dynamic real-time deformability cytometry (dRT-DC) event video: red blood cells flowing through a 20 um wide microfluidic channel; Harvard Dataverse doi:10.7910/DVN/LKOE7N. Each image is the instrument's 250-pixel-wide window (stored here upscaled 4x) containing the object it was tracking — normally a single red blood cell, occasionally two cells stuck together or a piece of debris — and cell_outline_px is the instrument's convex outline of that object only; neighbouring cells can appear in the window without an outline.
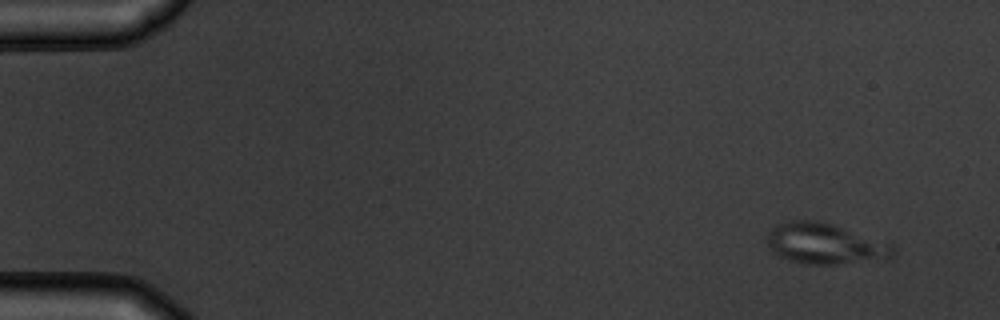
{"species": "common noctule bat (a hibernating species)", "species_latin": "Nyctalus noctula", "temperature_condition": "warm", "stored_images_in_passage": 4, "camera_frame_rate_fps": 3000, "um_per_image_px": 0.085, "animal": {"sex": "male", "body_mass_g": 19.5, "forearm_length_mm": 54.6}, "frame": {"image": 1, "passage_image": 1, "time_ms": 0.0, "image_size_px": [1000, 320], "cell_outline_px": [[896, 252], [892, 260], [836, 264], [804, 264], [788, 260], [780, 256], [768, 244], [768, 232], [776, 224], [792, 220], [816, 220], [832, 224], [892, 244], [896, 248]], "centroid_in_image_um": [70.21, 20.73], "position_along_channel_um": 14.8, "area_um2": 30.11}}